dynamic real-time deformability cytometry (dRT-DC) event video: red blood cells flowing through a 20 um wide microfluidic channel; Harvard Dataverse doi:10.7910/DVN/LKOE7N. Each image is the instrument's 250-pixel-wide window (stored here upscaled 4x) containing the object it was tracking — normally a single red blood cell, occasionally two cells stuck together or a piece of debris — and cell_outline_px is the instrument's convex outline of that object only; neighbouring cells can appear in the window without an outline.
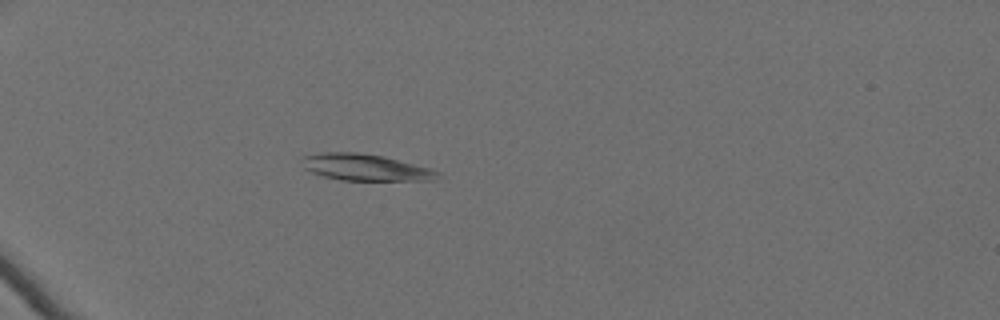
{"species": "Egyptian fruit bat (a non-hibernating species)", "species_latin": "Rousettus aegyptiacus", "temperature_condition": "cold", "stored_images_in_passage": 41, "camera_frame_rate_fps": 3000, "um_per_image_px": 0.085, "animal": {"sex": "female"}, "frame": {"image": 1, "passage_image": 1, "time_ms": 0.0, "image_size_px": [1000, 320], "cell_outline_px": [[440, 172], [432, 180], [340, 180], [324, 176], [312, 172], [304, 168], [304, 156], [324, 152], [356, 152], [384, 156], [432, 168]], "centroid_in_image_um": [31.08, 14.22], "position_along_channel_um": 53.9, "area_um2": 20.75}}
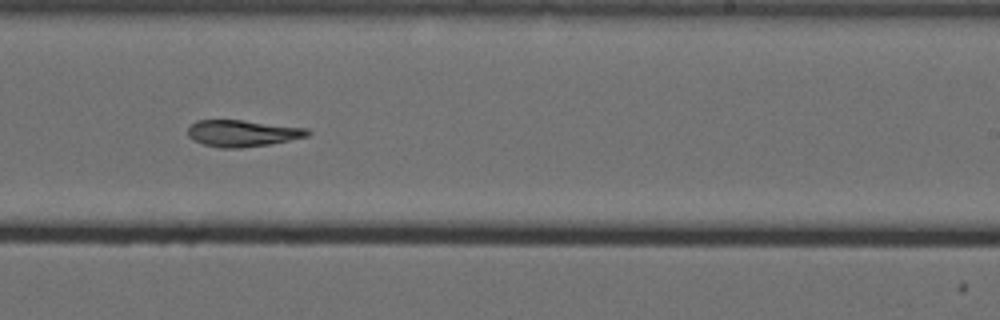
{"frame": {"image": 2, "passage_image": 22, "time_ms": 7.0, "image_size_px": [1000, 320], "cell_outline_px": [[312, 132], [308, 136], [268, 144], [240, 148], [220, 148], [204, 144], [192, 140], [188, 136], [188, 128], [196, 120], [240, 120], [308, 128]], "centroid_in_image_um": [20.59, 11.33], "position_along_channel_um": 268.4, "area_um2": 18.44}}
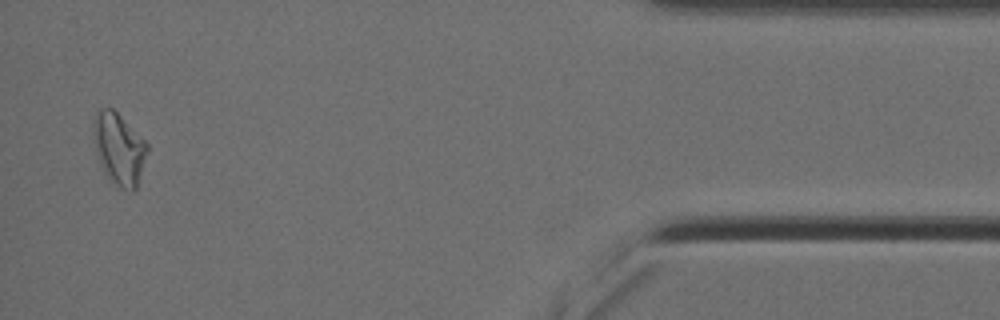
{"frame": {"image": 3, "passage_image": 40, "time_ms": 13.0, "image_size_px": [1000, 320], "cell_outline_px": [[148, 148], [136, 188], [132, 192], [116, 184], [104, 172], [100, 164], [96, 148], [92, 128], [92, 124], [96, 112], [100, 108], [112, 108], [148, 144]], "centroid_in_image_um": [10.09, 12.62], "position_along_channel_um": 425.1, "area_um2": 21.85}}